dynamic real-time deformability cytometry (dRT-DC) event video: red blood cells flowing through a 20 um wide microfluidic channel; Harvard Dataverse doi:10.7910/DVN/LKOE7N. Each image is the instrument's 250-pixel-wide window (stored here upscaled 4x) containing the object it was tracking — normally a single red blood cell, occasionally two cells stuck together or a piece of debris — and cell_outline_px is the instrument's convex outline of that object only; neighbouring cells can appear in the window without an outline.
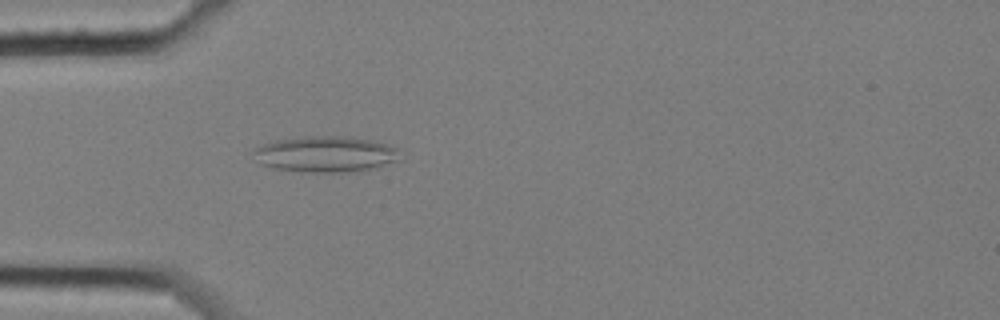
{"species": "common noctule bat (a hibernating species)", "species_latin": "Nyctalus noctula", "temperature_condition": "cold", "stored_images_in_passage": 5, "camera_frame_rate_fps": 3000, "um_per_image_px": 0.085, "animal": {"sex": "female", "body_mass_g": 25.1}, "frame": {"image": 1, "passage_image": 5, "time_ms": 1.333, "image_size_px": [1000, 320], "cell_outline_px": [[404, 160], [368, 168], [348, 172], [300, 172], [276, 168], [260, 164], [252, 152], [256, 148], [264, 144], [276, 140], [300, 136], [344, 136], [368, 140], [384, 144], [396, 148]], "centroid_in_image_um": [27.66, 13.1], "position_along_channel_um": 57.3, "area_um2": 30.52}}